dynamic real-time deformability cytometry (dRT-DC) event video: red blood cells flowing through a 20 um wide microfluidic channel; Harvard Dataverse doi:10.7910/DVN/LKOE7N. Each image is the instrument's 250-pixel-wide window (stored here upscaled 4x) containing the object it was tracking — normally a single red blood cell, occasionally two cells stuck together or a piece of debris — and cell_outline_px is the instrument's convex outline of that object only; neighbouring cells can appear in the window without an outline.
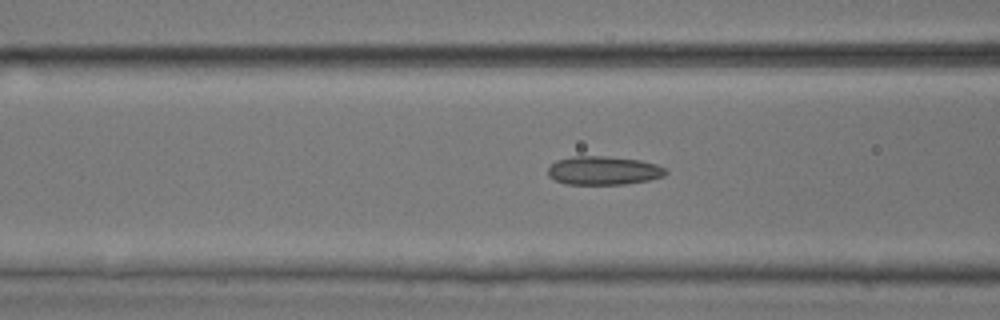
{"species": "common noctule bat (a hibernating species)", "species_latin": "Nyctalus noctula", "temperature_condition": "room temperature", "stored_images_in_passage": 26, "camera_frame_rate_fps": 3000, "um_per_image_px": 0.085, "animal": {"sex": "male", "body_mass_g": 17.9, "forearm_length_mm": 54.2}, "frame": {"image": 1, "passage_image": 5, "time_ms": 1.333, "image_size_px": [1000, 320], "cell_outline_px": [[668, 172], [664, 176], [648, 180], [624, 184], [564, 184], [548, 176], [548, 168], [556, 160], [572, 156], [604, 156], [640, 160], [656, 164], [668, 168]], "centroid_in_image_um": [51.31, 14.49], "position_along_channel_um": 115.3, "area_um2": 19.71}}
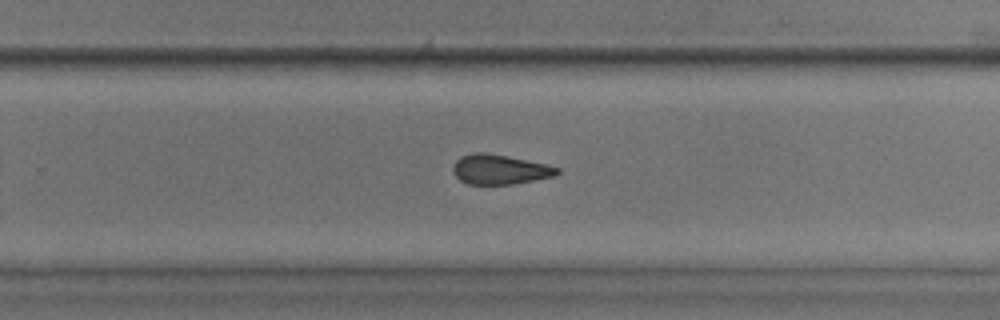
{"frame": {"image": 2, "passage_image": 18, "time_ms": 5.667, "image_size_px": [1000, 320], "cell_outline_px": [[560, 172], [556, 176], [512, 184], [468, 184], [460, 180], [452, 172], [452, 168], [456, 160], [460, 156], [476, 152], [484, 152], [508, 156], [544, 164], [560, 168]], "centroid_in_image_um": [42.46, 14.4], "position_along_channel_um": 287.3, "area_um2": 18.03}}
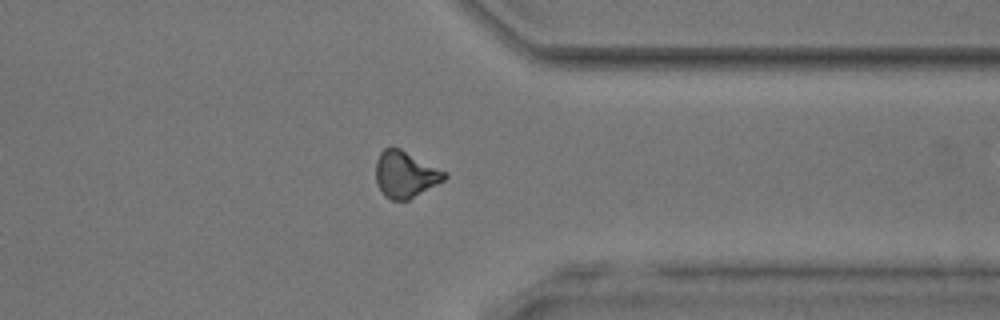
{"frame": {"image": 3, "passage_image": 25, "time_ms": 8.0, "image_size_px": [1000, 320], "cell_outline_px": [[448, 176], [444, 180], [408, 200], [392, 200], [384, 196], [376, 180], [376, 160], [380, 152], [384, 148], [400, 148], [448, 172]], "centroid_in_image_um": [34.46, 14.81], "position_along_channel_um": 376.9, "area_um2": 18.55}}